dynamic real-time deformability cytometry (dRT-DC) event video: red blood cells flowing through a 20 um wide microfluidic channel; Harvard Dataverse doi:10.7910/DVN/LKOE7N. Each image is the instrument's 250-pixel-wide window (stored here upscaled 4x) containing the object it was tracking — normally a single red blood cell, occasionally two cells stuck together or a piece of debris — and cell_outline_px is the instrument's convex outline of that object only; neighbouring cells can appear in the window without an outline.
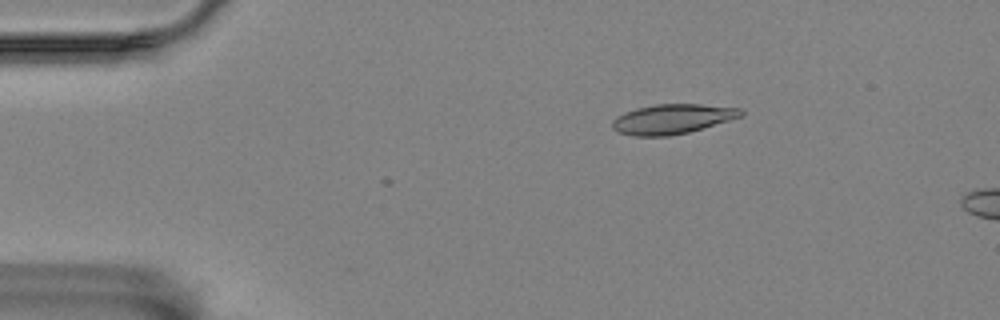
{"species": "Egyptian fruit bat (a non-hibernating species)", "species_latin": "Rousettus aegyptiacus", "temperature_condition": "room temperature", "stored_images_in_passage": 49, "camera_frame_rate_fps": 3000, "um_per_image_px": 0.085, "animal": {"sex": "female"}, "frame": {"image": 1, "passage_image": 1, "time_ms": 0.0, "image_size_px": [1000, 320], "cell_outline_px": [[744, 116], [688, 132], [668, 136], [632, 136], [616, 132], [612, 128], [612, 120], [616, 116], [624, 112], [636, 108], [656, 104], [700, 104], [740, 108], [744, 112]], "centroid_in_image_um": [57.12, 10.11], "position_along_channel_um": 27.9, "area_um2": 22.43}}
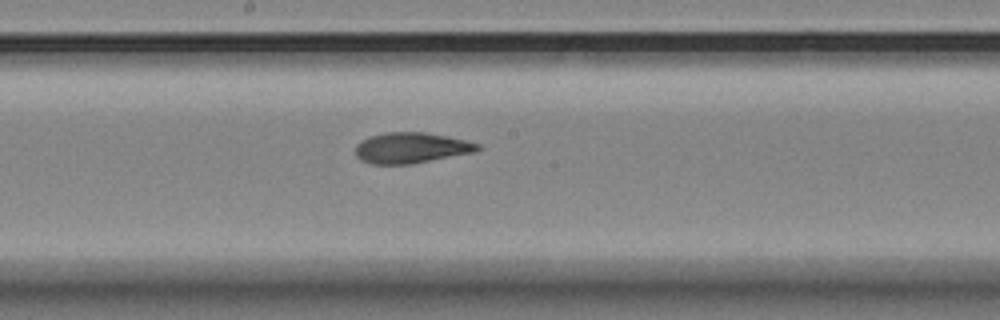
{"frame": {"image": 2, "passage_image": 22, "time_ms": 7.0, "image_size_px": [1000, 320], "cell_outline_px": [[480, 148], [476, 152], [412, 164], [368, 164], [360, 160], [356, 156], [356, 144], [368, 136], [388, 132], [424, 132], [448, 136], [480, 144]], "centroid_in_image_um": [34.93, 12.57], "position_along_channel_um": 213.3, "area_um2": 22.02}}
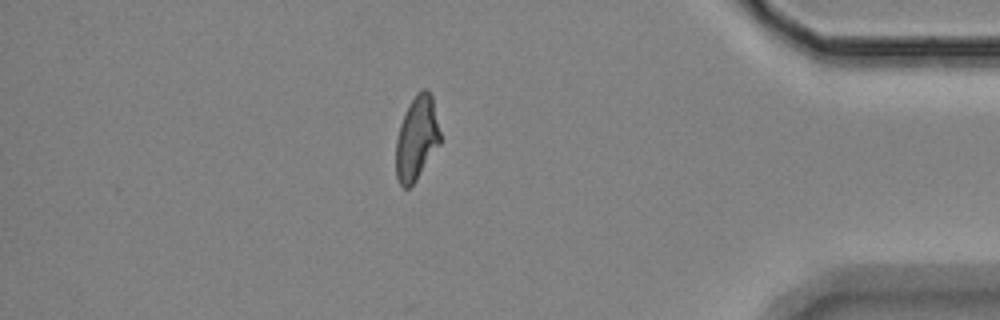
{"frame": {"image": 3, "passage_image": 41, "time_ms": 13.333, "image_size_px": [1000, 320], "cell_outline_px": [[440, 144], [416, 180], [408, 188], [404, 188], [400, 184], [396, 176], [396, 140], [400, 124], [408, 104], [416, 92], [420, 88], [428, 88], [432, 96], [440, 132]], "centroid_in_image_um": [35.42, 11.71], "position_along_channel_um": 399.8, "area_um2": 21.73}}